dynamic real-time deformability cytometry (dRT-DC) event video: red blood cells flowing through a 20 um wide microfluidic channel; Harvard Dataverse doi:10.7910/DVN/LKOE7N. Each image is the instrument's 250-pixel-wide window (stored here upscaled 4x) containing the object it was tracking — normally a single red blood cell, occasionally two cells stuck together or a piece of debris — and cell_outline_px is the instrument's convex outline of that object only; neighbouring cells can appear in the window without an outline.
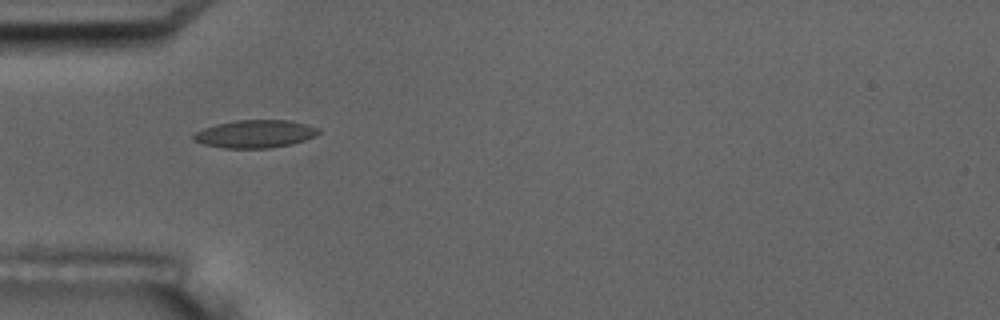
{"species": "common noctule bat (a hibernating species)", "species_latin": "Nyctalus noctula", "temperature_condition": "room temperature", "stored_images_in_passage": 4, "camera_frame_rate_fps": 3000, "um_per_image_px": 0.085, "animal": {"sex": "male", "body_mass_g": 17.5, "forearm_length_mm": 52.3}, "frame": {"image": 1, "passage_image": 4, "time_ms": 3.667, "image_size_px": [1000, 320], "cell_outline_px": [[320, 132], [316, 136], [292, 144], [272, 148], [224, 148], [204, 144], [192, 140], [192, 136], [196, 132], [204, 128], [216, 124], [236, 120], [288, 120], [308, 124], [320, 128]], "centroid_in_image_um": [21.71, 11.38], "position_along_channel_um": 63.3, "area_um2": 20.4}}